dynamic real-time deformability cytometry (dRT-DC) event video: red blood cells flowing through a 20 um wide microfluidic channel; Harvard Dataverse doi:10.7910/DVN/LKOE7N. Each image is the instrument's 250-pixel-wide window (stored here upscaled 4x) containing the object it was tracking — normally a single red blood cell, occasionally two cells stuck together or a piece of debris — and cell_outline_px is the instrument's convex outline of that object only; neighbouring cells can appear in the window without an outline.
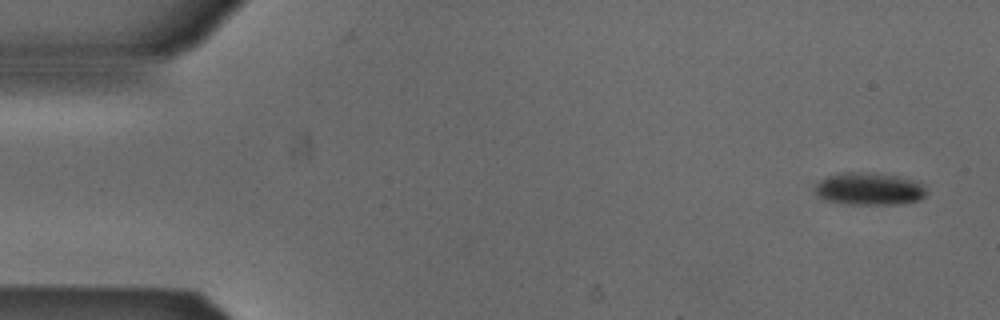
{"species": "Egyptian fruit bat (a non-hibernating species)", "species_latin": "Rousettus aegyptiacus", "temperature_condition": "cold", "stored_images_in_passage": 4, "camera_frame_rate_fps": 3000, "um_per_image_px": 0.085, "animal": {"sex": "male"}, "frame": {"image": 1, "passage_image": 1, "time_ms": 0.0, "image_size_px": [1000, 320], "cell_outline_px": [[928, 192], [920, 200], [896, 204], [848, 204], [824, 200], [816, 196], [816, 184], [820, 180], [828, 176], [840, 172], [876, 172], [920, 180], [924, 184]], "centroid_in_image_um": [73.93, 16.03], "position_along_channel_um": 11.1, "area_um2": 21.56}}
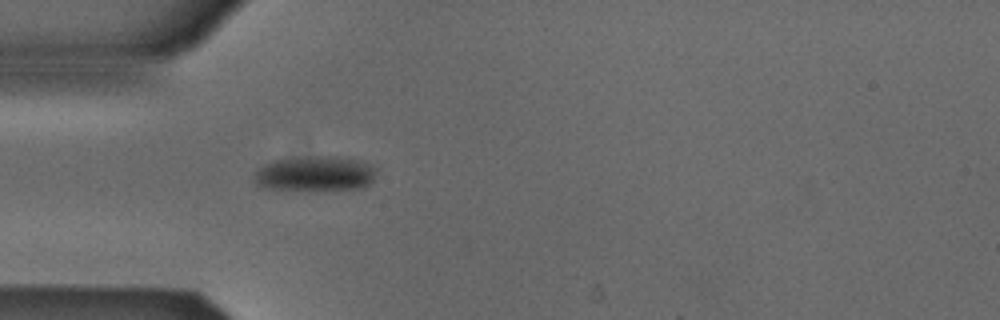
{"frame": {"image": 2, "passage_image": 4, "time_ms": 1.0, "image_size_px": [1000, 320], "cell_outline_px": [[376, 168], [372, 180], [364, 188], [316, 192], [308, 192], [260, 188], [252, 180], [256, 172], [264, 164], [276, 160], [320, 156], [336, 156], [360, 160]], "centroid_in_image_um": [26.75, 14.82], "position_along_channel_um": 58.2, "area_um2": 25.72}}